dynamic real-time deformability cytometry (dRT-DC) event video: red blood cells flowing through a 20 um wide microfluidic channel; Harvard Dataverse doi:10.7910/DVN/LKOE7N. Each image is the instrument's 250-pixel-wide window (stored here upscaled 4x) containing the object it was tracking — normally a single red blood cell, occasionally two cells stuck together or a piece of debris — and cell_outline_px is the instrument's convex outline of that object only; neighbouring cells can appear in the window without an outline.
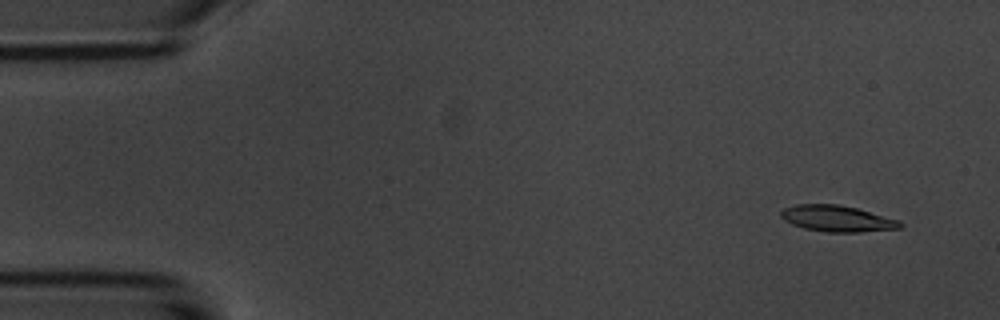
{"species": "common noctule bat (a hibernating species)", "species_latin": "Nyctalus noctula", "temperature_condition": "room temperature", "stored_images_in_passage": 11, "camera_frame_rate_fps": 3000, "um_per_image_px": 0.085, "animal": {"sex": "male", "body_mass_g": 20.1, "forearm_length_mm": 53.5}, "frame": {"image": 1, "passage_image": 4, "time_ms": 1.0, "image_size_px": [1000, 320], "cell_outline_px": [[904, 224], [900, 228], [860, 232], [828, 232], [804, 228], [792, 224], [784, 220], [780, 216], [780, 212], [784, 208], [796, 204], [840, 204], [856, 208], [900, 220]], "centroid_in_image_um": [71.16, 18.57], "position_along_channel_um": 13.8, "area_um2": 18.21}}